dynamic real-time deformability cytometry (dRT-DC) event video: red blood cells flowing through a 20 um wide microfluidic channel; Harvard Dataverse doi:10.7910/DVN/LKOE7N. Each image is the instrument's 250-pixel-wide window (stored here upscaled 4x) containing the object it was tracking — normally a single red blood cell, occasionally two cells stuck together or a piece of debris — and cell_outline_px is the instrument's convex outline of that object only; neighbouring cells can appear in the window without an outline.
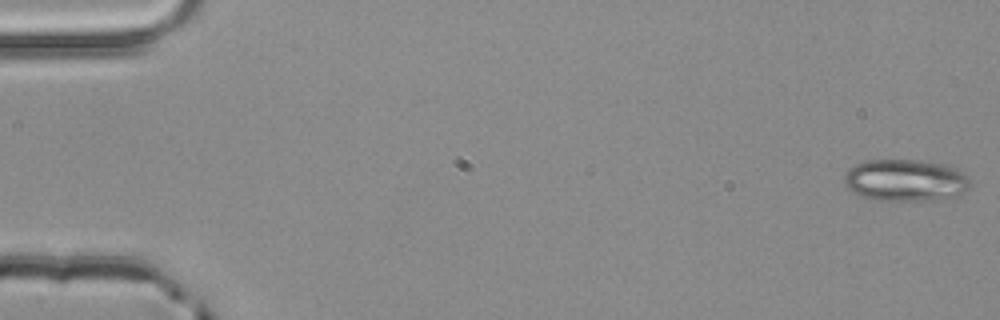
{"species": "common noctule bat (a hibernating species)", "species_latin": "Nyctalus noctula", "temperature_condition": "room temperature", "stored_images_in_passage": 3, "camera_frame_rate_fps": 3000, "um_per_image_px": 0.085, "animal": {"sex": "male", "body_mass_g": 20.4}, "frame": {"image": 1, "passage_image": 1, "time_ms": 0.0, "image_size_px": [1000, 320], "cell_outline_px": [[968, 188], [964, 192], [956, 196], [920, 200], [876, 200], [860, 196], [852, 192], [844, 184], [844, 172], [848, 168], [864, 160], [924, 160], [948, 164], [964, 172], [968, 180]], "centroid_in_image_um": [76.92, 15.3], "position_along_channel_um": 8.1, "area_um2": 30.92}}